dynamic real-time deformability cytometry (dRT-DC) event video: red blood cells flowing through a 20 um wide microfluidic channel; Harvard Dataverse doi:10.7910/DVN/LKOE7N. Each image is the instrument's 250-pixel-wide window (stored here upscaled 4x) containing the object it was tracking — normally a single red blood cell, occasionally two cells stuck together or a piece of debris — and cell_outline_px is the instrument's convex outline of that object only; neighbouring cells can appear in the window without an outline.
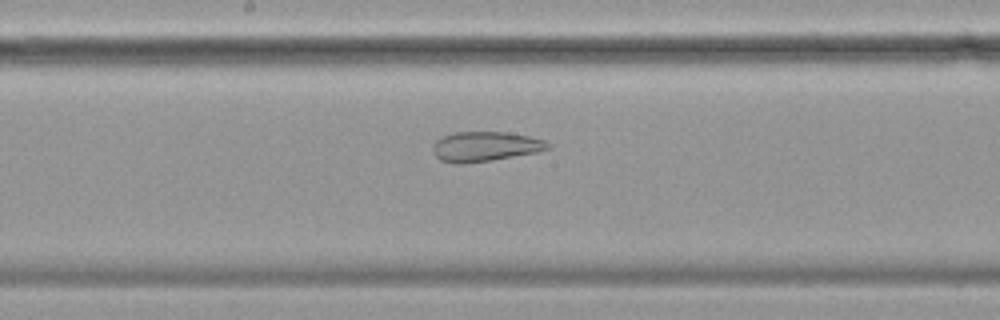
{"species": "common noctule bat (a hibernating species)", "species_latin": "Nyctalus noctula", "temperature_condition": "cold", "stored_images_in_passage": 47, "camera_frame_rate_fps": 3000, "um_per_image_px": 0.085, "animal": {"sex": "female", "body_mass_g": 19.9}, "frame": {"image": 1, "passage_image": 23, "time_ms": 7.333, "image_size_px": [1000, 320], "cell_outline_px": [[552, 148], [536, 152], [492, 160], [464, 164], [456, 164], [440, 160], [432, 152], [432, 144], [440, 136], [452, 132], [508, 132], [528, 136], [544, 140], [552, 144]], "centroid_in_image_um": [41.2, 12.45], "position_along_channel_um": 207.0, "area_um2": 20.29}}
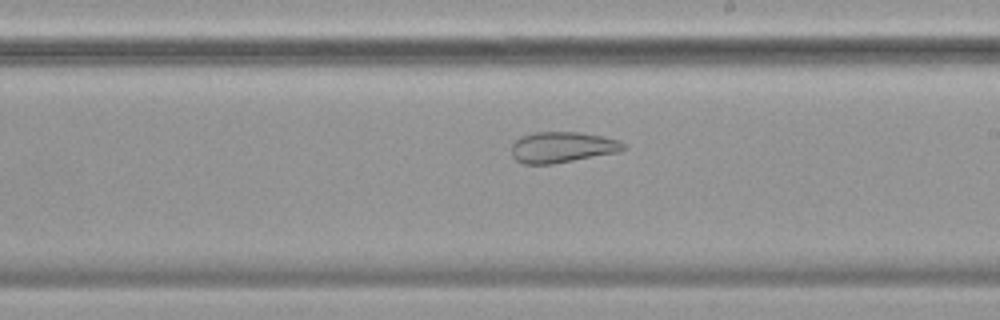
{"frame": {"image": 2, "passage_image": 26, "time_ms": 8.333, "image_size_px": [1000, 320], "cell_outline_px": [[628, 148], [620, 152], [552, 164], [524, 164], [516, 160], [512, 156], [512, 144], [520, 136], [532, 132], [580, 132], [620, 140]], "centroid_in_image_um": [47.8, 12.51], "position_along_channel_um": 241.2, "area_um2": 20.29}}
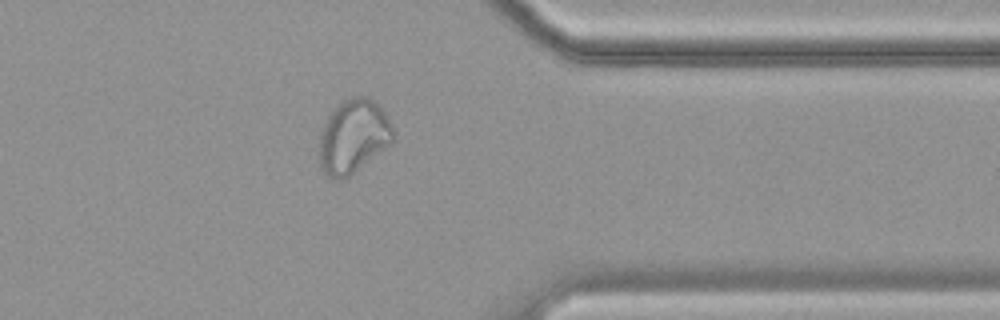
{"frame": {"image": 3, "passage_image": 39, "time_ms": 12.667, "image_size_px": [1000, 320], "cell_outline_px": [[396, 132], [392, 140], [384, 148], [348, 176], [340, 180], [336, 180], [328, 176], [320, 168], [320, 132], [332, 108], [340, 100], [352, 96], [368, 96], [384, 112], [392, 124]], "centroid_in_image_um": [30.01, 11.55], "position_along_channel_um": 381.4, "area_um2": 31.56}, "authors_computed_cell_mechanics": {"area_um2": 27.9174, "velocity_mm_per_s": 3.4588, "shape_relaxation_time_tau1_ms": null, "shape_relaxation_time_tau2_ms": 1.6609, "deformation_change_tau1": null, "deformation_change_tau2": 0.0811}}